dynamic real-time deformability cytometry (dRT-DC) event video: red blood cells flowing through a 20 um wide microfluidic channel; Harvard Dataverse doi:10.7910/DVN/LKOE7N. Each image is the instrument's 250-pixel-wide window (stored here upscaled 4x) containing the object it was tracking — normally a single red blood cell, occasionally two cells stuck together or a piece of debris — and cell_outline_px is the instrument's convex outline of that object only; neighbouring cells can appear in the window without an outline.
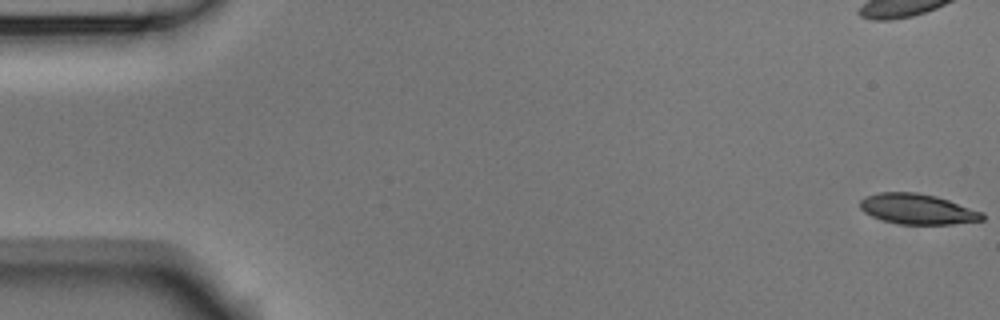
{"species": "Egyptian fruit bat (a non-hibernating species)", "species_latin": "Rousettus aegyptiacus", "temperature_condition": "room temperature", "stored_images_in_passage": 56, "camera_frame_rate_fps": 3000, "um_per_image_px": 0.085, "animal": {"sex": "male"}, "frame": {"image": 1, "passage_image": 1, "time_ms": 0.0, "image_size_px": [1000, 320], "cell_outline_px": [[984, 220], [952, 224], [896, 224], [872, 216], [864, 212], [860, 208], [860, 200], [864, 196], [876, 192], [916, 192], [936, 196], [984, 212]], "centroid_in_image_um": [77.97, 17.76], "position_along_channel_um": 7.0, "area_um2": 21.73}}
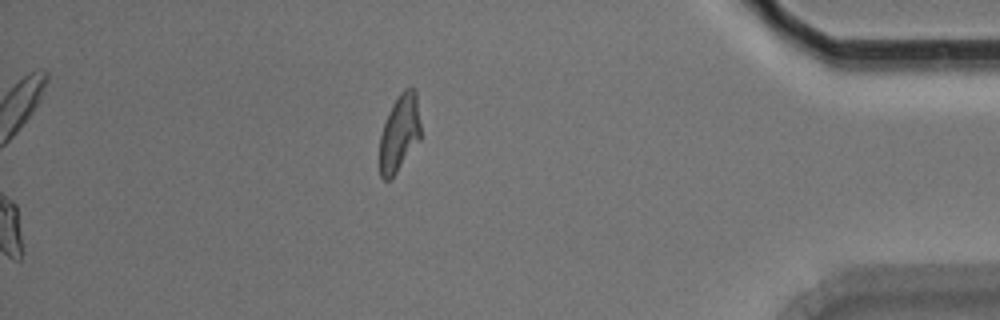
{"frame": {"image": 2, "passage_image": 56, "time_ms": 18.333, "image_size_px": [1000, 320], "cell_outline_px": [[420, 140], [396, 172], [388, 180], [384, 180], [380, 176], [380, 136], [388, 112], [392, 104], [400, 92], [404, 88], [412, 88], [416, 92], [420, 124]], "centroid_in_image_um": [33.95, 11.29], "position_along_channel_um": 401.2, "area_um2": 18.21}}